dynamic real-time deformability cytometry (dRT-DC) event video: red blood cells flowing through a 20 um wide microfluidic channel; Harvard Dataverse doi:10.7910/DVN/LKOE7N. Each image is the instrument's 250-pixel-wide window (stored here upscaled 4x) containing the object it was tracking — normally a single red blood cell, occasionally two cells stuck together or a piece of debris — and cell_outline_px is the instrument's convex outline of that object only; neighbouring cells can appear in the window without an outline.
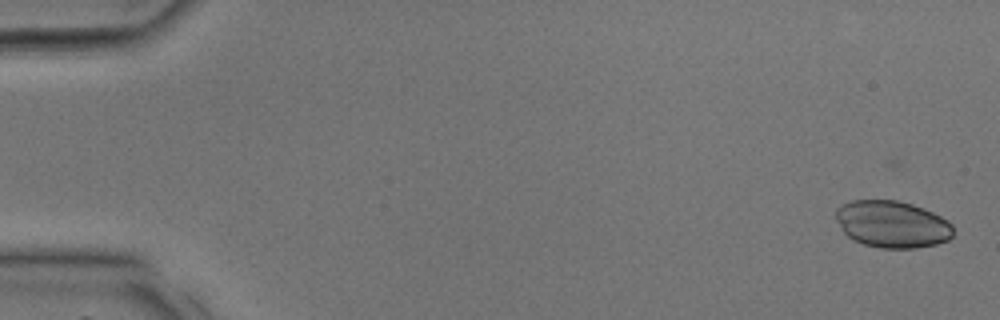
{"species": "common noctule bat (a hibernating species)", "species_latin": "Nyctalus noctula", "temperature_condition": "room temperature", "stored_images_in_passage": 12, "camera_frame_rate_fps": 3000, "um_per_image_px": 0.085, "animal": {"sex": "male", "body_mass_g": 17.9, "forearm_length_mm": 54.2}, "frame": {"image": 1, "passage_image": 1, "time_ms": 0.0, "image_size_px": [1000, 320], "cell_outline_px": [[952, 236], [948, 240], [936, 244], [916, 248], [880, 248], [864, 244], [852, 240], [844, 232], [836, 220], [836, 208], [840, 204], [852, 200], [896, 200], [912, 204], [924, 208], [948, 220], [952, 224]], "centroid_in_image_um": [75.82, 19.05], "position_along_channel_um": 9.2, "area_um2": 32.25}}
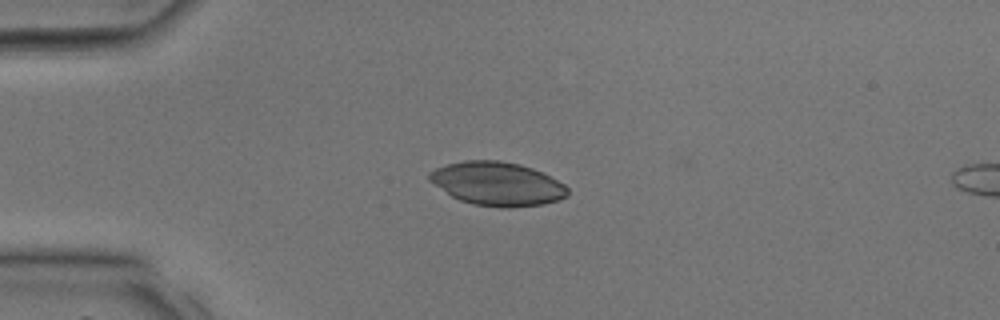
{"frame": {"image": 2, "passage_image": 9, "time_ms": 2.667, "image_size_px": [1000, 320], "cell_outline_px": [[568, 196], [544, 204], [508, 208], [500, 208], [472, 204], [460, 200], [452, 196], [428, 180], [428, 172], [436, 168], [448, 164], [464, 160], [500, 160], [520, 164], [532, 168], [564, 184], [568, 188]], "centroid_in_image_um": [42.25, 15.62], "position_along_channel_um": 42.8, "area_um2": 35.08}}